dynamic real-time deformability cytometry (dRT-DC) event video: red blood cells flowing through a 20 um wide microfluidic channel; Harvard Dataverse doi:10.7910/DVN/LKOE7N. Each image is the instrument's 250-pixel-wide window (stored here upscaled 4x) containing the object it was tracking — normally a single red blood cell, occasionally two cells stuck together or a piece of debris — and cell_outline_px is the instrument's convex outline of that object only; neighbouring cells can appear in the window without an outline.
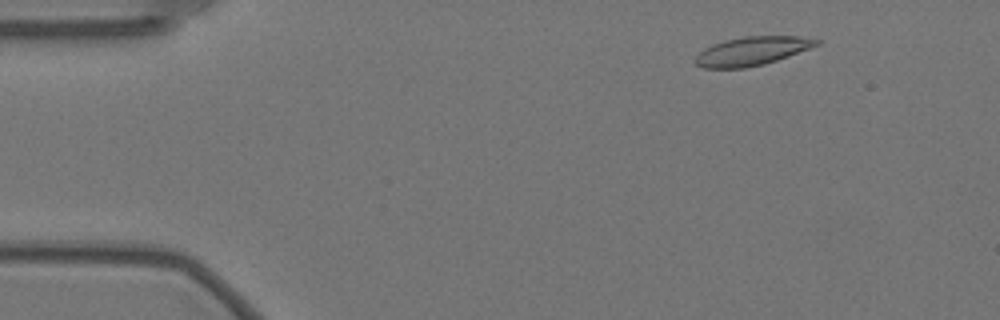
{"species": "Egyptian fruit bat (a non-hibernating species)", "species_latin": "Rousettus aegyptiacus", "temperature_condition": "warm", "stored_images_in_passage": 56, "camera_frame_rate_fps": 3000, "um_per_image_px": 0.085, "animal": {"sex": "female"}, "frame": {"image": 1, "passage_image": 6, "time_ms": 1.667, "image_size_px": [1000, 320], "cell_outline_px": [[820, 44], [788, 56], [764, 64], [744, 68], [704, 68], [696, 64], [692, 60], [704, 48], [712, 44], [724, 40], [744, 36], [800, 36], [820, 40]], "centroid_in_image_um": [63.88, 4.34], "position_along_channel_um": 21.1, "area_um2": 20.23}}
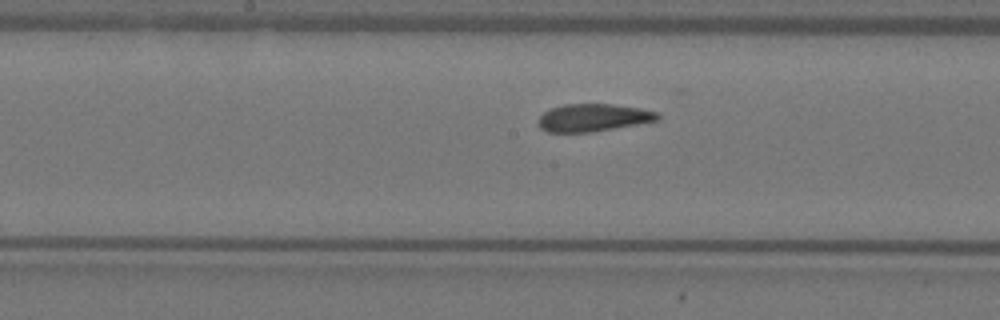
{"frame": {"image": 2, "passage_image": 28, "time_ms": 9.0, "image_size_px": [1000, 320], "cell_outline_px": [[660, 120], [592, 132], [548, 132], [540, 128], [540, 116], [544, 112], [552, 108], [564, 104], [612, 104], [640, 108], [656, 112], [660, 116]], "centroid_in_image_um": [50.45, 10.0], "position_along_channel_um": 197.8, "area_um2": 19.02}}
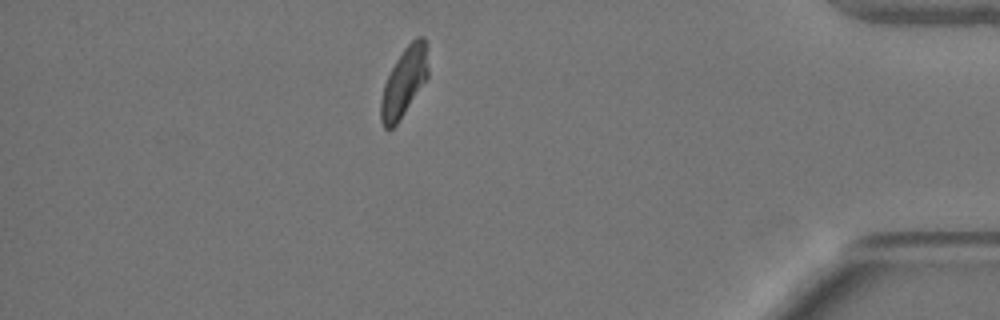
{"frame": {"image": 3, "passage_image": 49, "time_ms": 16.0, "image_size_px": [1000, 320], "cell_outline_px": [[428, 76], [396, 124], [392, 128], [384, 128], [380, 120], [380, 100], [384, 84], [396, 60], [404, 48], [416, 36], [424, 36], [428, 68]], "centroid_in_image_um": [34.32, 6.96], "position_along_channel_um": 400.9, "area_um2": 18.5}, "authors_computed_cell_mechanics": {"area_um2": 19.941, "velocity_mm_per_s": 3.5028, "shape_relaxation_time_tau1_ms": 6.8518, "shape_relaxation_time_tau2_ms": 2.0652, "deformation_change_tau1": 0.1761, "deformation_change_tau2": 0.0912}}